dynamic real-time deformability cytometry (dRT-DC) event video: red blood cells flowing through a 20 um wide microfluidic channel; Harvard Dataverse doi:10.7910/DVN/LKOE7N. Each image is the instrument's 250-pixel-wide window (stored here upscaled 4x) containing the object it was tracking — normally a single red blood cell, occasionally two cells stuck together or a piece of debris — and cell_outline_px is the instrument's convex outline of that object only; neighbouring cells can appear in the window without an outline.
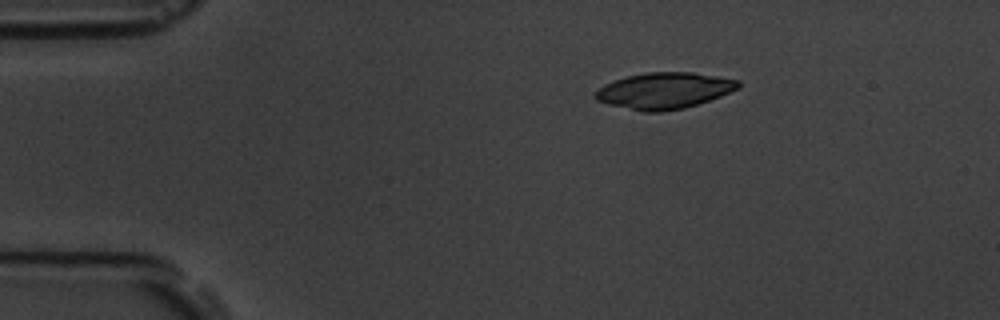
{"species": "common noctule bat (a hibernating species)", "species_latin": "Nyctalus noctula", "temperature_condition": "room temperature", "stored_images_in_passage": 3, "camera_frame_rate_fps": 3000, "um_per_image_px": 0.085, "animal": {"sex": "male", "body_mass_g": 19.5, "forearm_length_mm": 54.6}, "frame": {"image": 1, "passage_image": 1, "time_ms": 0.0, "image_size_px": [1000, 320], "cell_outline_px": [[740, 88], [720, 96], [684, 108], [660, 112], [640, 112], [608, 104], [596, 100], [592, 96], [604, 84], [612, 80], [644, 72], [692, 72], [740, 80]], "centroid_in_image_um": [56.43, 7.7], "position_along_channel_um": 28.6, "area_um2": 30.29}}